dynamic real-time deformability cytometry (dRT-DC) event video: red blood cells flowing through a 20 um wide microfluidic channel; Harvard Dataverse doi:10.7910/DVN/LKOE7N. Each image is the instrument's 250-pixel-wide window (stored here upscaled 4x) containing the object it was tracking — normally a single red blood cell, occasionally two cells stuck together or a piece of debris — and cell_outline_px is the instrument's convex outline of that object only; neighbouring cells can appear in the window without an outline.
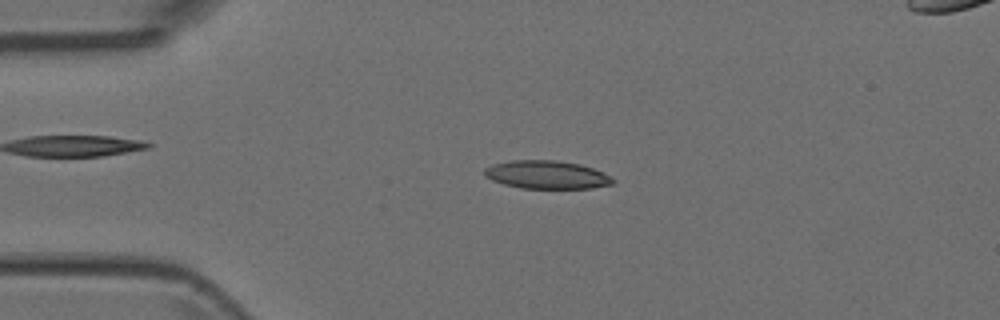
{"species": "Egyptian fruit bat (a non-hibernating species)", "species_latin": "Rousettus aegyptiacus", "temperature_condition": "room temperature", "stored_images_in_passage": 43, "segment_of_instrument_passage": [1, 2], "camera_frame_rate_fps": 3000, "um_per_image_px": 0.085, "animal": {"sex": "female"}, "frame": {"image": 1, "passage_image": 3, "time_ms": 0.667, "image_size_px": [1000, 320], "cell_outline_px": [[616, 180], [612, 184], [592, 188], [520, 188], [504, 184], [492, 180], [484, 172], [484, 168], [492, 164], [512, 160], [556, 160], [580, 164], [592, 168]], "centroid_in_image_um": [46.45, 14.85], "position_along_channel_um": 38.5, "area_um2": 20.87}}
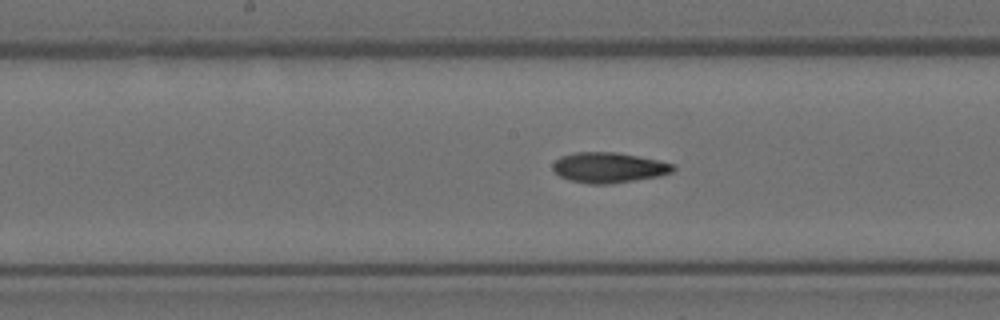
{"frame": {"image": 2, "passage_image": 17, "time_ms": 5.333, "image_size_px": [1000, 320], "cell_outline_px": [[676, 168], [672, 172], [660, 176], [608, 184], [588, 184], [568, 180], [560, 176], [552, 168], [552, 164], [560, 156], [576, 152], [620, 152], [676, 164]], "centroid_in_image_um": [51.75, 14.24], "position_along_channel_um": 196.4, "area_um2": 21.44}}
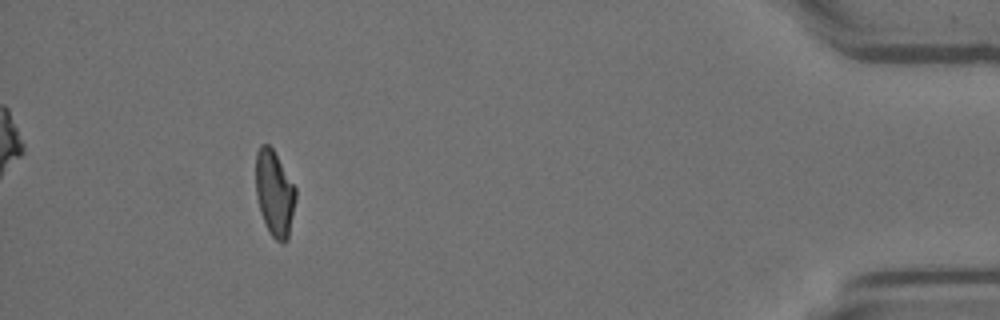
{"frame": {"image": 3, "passage_image": 38, "time_ms": 12.333, "image_size_px": [1000, 320], "cell_outline_px": [[296, 200], [288, 240], [284, 244], [280, 244], [272, 236], [260, 212], [256, 196], [256, 152], [260, 144], [268, 144], [272, 148], [296, 188]], "centroid_in_image_um": [23.34, 16.45], "position_along_channel_um": 411.9, "area_um2": 20.0}}